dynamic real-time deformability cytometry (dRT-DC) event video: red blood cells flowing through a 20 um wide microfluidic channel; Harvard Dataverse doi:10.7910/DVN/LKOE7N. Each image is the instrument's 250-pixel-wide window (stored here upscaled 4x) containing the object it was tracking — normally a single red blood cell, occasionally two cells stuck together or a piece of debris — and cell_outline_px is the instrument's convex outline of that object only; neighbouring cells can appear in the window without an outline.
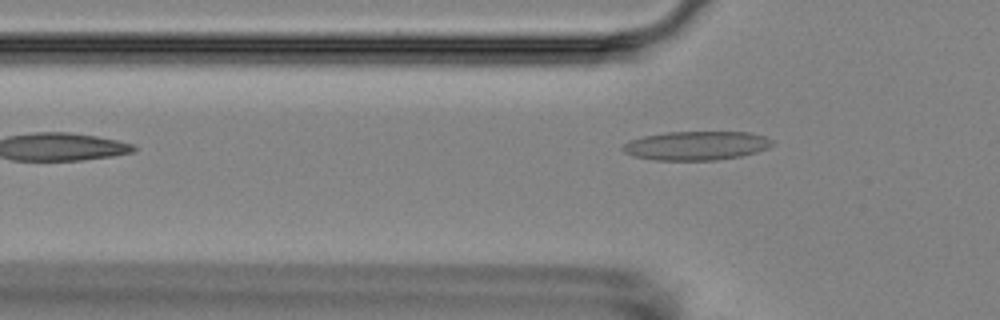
{"species": "Egyptian fruit bat (a non-hibernating species)", "species_latin": "Rousettus aegyptiacus", "temperature_condition": "room temperature", "stored_images_in_passage": 4, "camera_frame_rate_fps": 3000, "um_per_image_px": 0.085, "animal": {"sex": "female"}, "frame": {"image": 1, "passage_image": 4, "time_ms": 4.333, "image_size_px": [1000, 320], "cell_outline_px": [[772, 144], [768, 148], [756, 152], [740, 156], [716, 160], [656, 160], [632, 156], [624, 152], [620, 148], [628, 140], [644, 136], [668, 132], [748, 132], [764, 136], [772, 140]], "centroid_in_image_um": [59.15, 12.38], "position_along_channel_um": 66.7, "area_um2": 25.14}}